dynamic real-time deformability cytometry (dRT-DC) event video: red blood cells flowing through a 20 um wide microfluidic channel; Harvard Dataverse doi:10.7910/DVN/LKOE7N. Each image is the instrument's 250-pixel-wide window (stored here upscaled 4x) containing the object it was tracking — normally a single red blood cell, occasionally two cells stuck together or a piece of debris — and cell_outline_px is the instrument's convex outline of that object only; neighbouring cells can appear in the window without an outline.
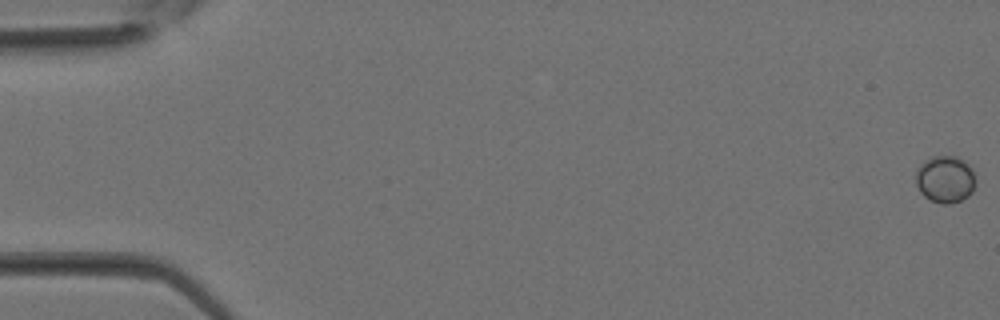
{"species": "Egyptian fruit bat (a non-hibernating species)", "species_latin": "Rousettus aegyptiacus", "temperature_condition": "room temperature", "stored_images_in_passage": 37, "camera_frame_rate_fps": 3000, "um_per_image_px": 0.085, "animal": {"sex": "female"}, "frame": {"image": 1, "passage_image": 1, "time_ms": 0.0, "image_size_px": [1000, 320], "cell_outline_px": [[976, 184], [972, 192], [968, 196], [960, 200], [948, 204], [944, 204], [932, 200], [924, 196], [920, 192], [916, 184], [916, 168], [924, 160], [932, 156], [956, 156], [964, 160], [972, 168], [976, 180]], "centroid_in_image_um": [80.35, 15.21], "position_along_channel_um": 4.7, "area_um2": 16.59}}
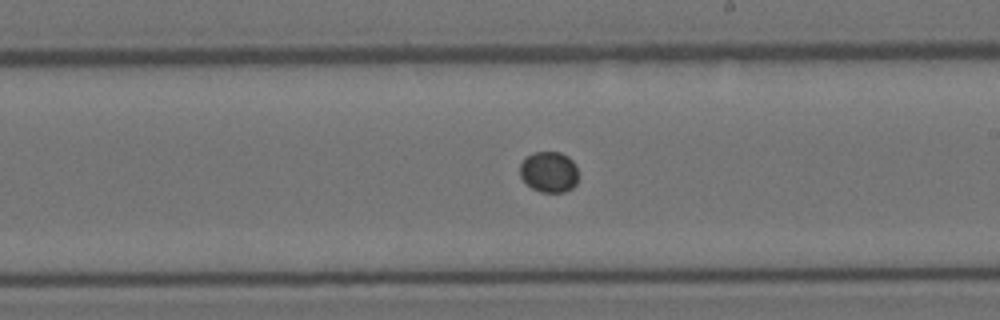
{"frame": {"image": 2, "passage_image": 22, "time_ms": 7.0, "image_size_px": [1000, 320], "cell_outline_px": [[576, 184], [572, 188], [564, 192], [540, 192], [532, 188], [520, 176], [520, 164], [528, 156], [536, 152], [560, 152], [568, 156], [572, 160], [576, 168]], "centroid_in_image_um": [46.66, 14.62], "position_along_channel_um": 242.3, "area_um2": 13.7}}
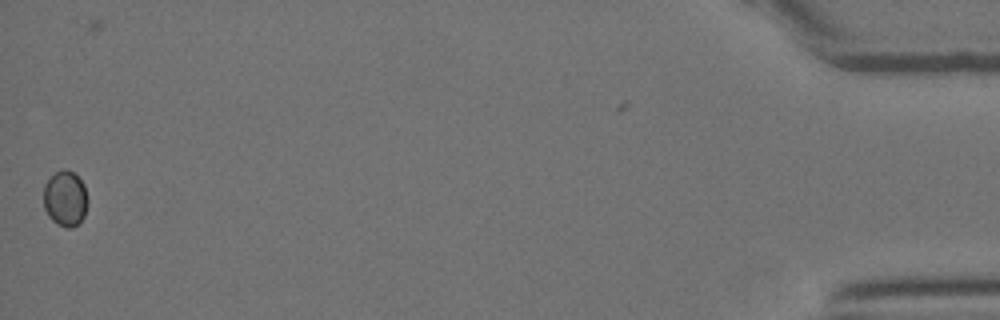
{"frame": {"image": 3, "passage_image": 37, "time_ms": 12.0, "image_size_px": [1000, 320], "cell_outline_px": [[88, 204], [84, 216], [80, 224], [72, 228], [68, 228], [56, 224], [48, 216], [44, 208], [44, 184], [56, 172], [64, 168], [72, 172], [84, 184], [88, 200]], "centroid_in_image_um": [5.56, 16.91], "position_along_channel_um": 429.6, "area_um2": 14.45}}